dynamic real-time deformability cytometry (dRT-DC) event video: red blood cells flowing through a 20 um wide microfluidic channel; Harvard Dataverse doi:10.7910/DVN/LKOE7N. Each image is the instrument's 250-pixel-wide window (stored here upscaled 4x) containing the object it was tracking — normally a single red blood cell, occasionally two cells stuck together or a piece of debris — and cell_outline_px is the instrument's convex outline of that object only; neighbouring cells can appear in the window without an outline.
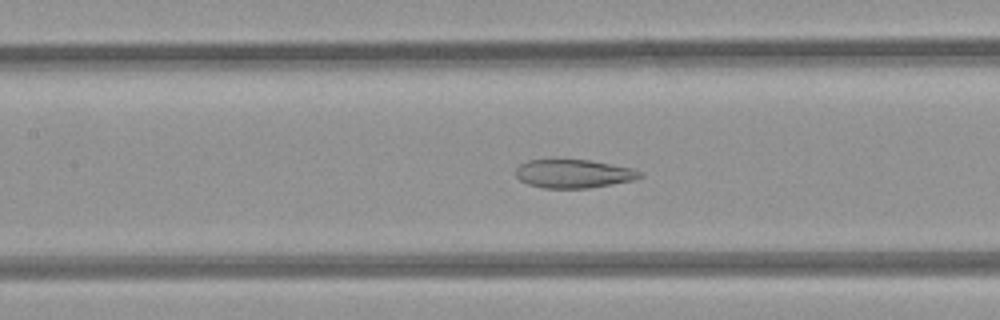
{"species": "common noctule bat (a hibernating species)", "species_latin": "Nyctalus noctula", "temperature_condition": "room temperature", "stored_images_in_passage": 49, "camera_frame_rate_fps": 3000, "um_per_image_px": 0.085, "animal": {"sex": "female", "body_mass_g": 21.9}, "frame": {"image": 1, "passage_image": 22, "time_ms": 7.0, "image_size_px": [1000, 320], "cell_outline_px": [[644, 176], [632, 180], [588, 188], [544, 188], [528, 184], [520, 180], [516, 176], [516, 168], [520, 164], [528, 160], [592, 160], [632, 168], [644, 172]], "centroid_in_image_um": [48.77, 14.76], "position_along_channel_um": 158.6, "area_um2": 20.58}}
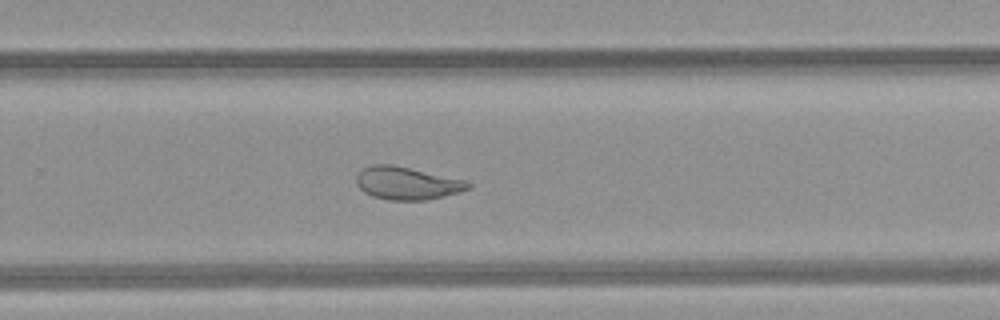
{"frame": {"image": 2, "passage_image": 32, "time_ms": 10.333, "image_size_px": [1000, 320], "cell_outline_px": [[472, 188], [444, 196], [424, 200], [388, 200], [372, 196], [364, 192], [356, 184], [356, 176], [364, 168], [372, 164], [392, 164], [468, 180], [472, 184]], "centroid_in_image_um": [34.62, 15.57], "position_along_channel_um": 295.2, "area_um2": 21.5}}
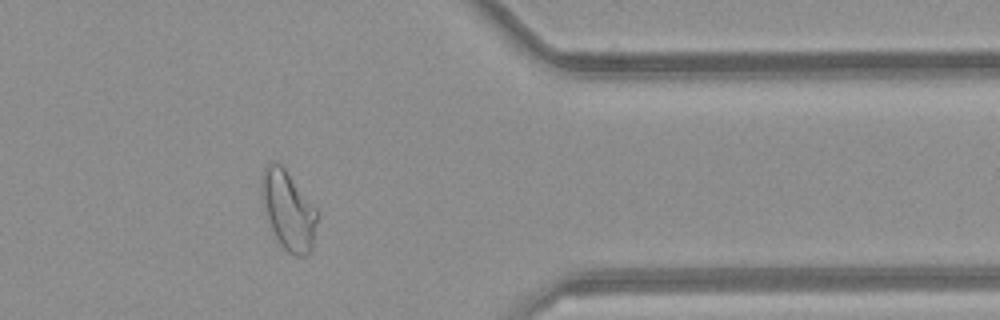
{"frame": {"image": 3, "passage_image": 40, "time_ms": 13.0, "image_size_px": [1000, 320], "cell_outline_px": [[320, 212], [312, 248], [304, 256], [296, 256], [288, 252], [280, 244], [272, 228], [268, 216], [260, 188], [260, 180], [264, 168], [272, 160], [276, 160], [284, 168]], "centroid_in_image_um": [24.54, 17.85], "position_along_channel_um": 386.9, "area_um2": 25.37}, "authors_computed_cell_mechanics": {"area_um2": 26.7036, "velocity_mm_per_s": 4.1108, "shape_relaxation_time_tau1_ms": null, "shape_relaxation_time_tau2_ms": 1.7201, "deformation_change_tau1": null, "deformation_change_tau2": 0.0912}}